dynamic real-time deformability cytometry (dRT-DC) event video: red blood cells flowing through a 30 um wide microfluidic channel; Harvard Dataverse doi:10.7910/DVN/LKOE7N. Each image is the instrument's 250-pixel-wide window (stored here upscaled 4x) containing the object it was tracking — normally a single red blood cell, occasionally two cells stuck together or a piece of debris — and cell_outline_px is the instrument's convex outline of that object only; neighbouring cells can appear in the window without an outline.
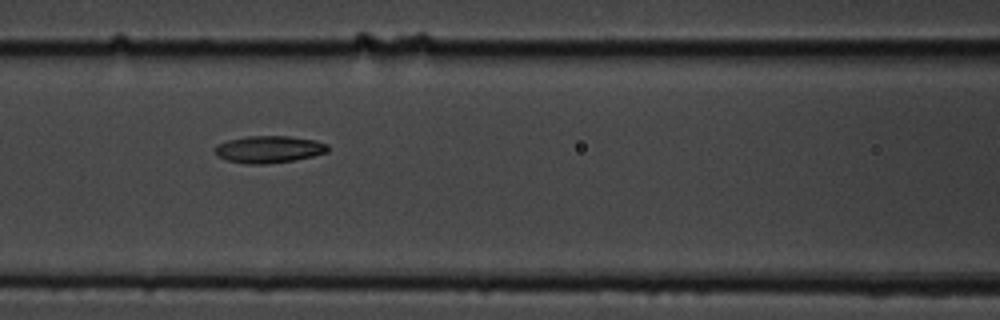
{"species": "common noctule bat (a hibernating species)", "species_latin": "Nyctalus noctula", "temperature_condition": "cold", "stored_images_in_passage": 11, "camera_frame_rate_fps": 3000, "um_per_image_px": 0.085, "animal": {"sex": "male", "body_mass_g": 19.5, "forearm_length_mm": 54.6}, "frame": {"image": 1, "passage_image": 4, "time_ms": 4.333, "image_size_px": [1000, 320], "cell_outline_px": [[328, 152], [312, 156], [292, 160], [264, 164], [248, 164], [228, 160], [220, 156], [216, 152], [216, 144], [228, 140], [248, 136], [288, 136], [316, 140], [328, 144]], "centroid_in_image_um": [22.89, 12.68], "position_along_channel_um": 143.7, "area_um2": 17.57}}
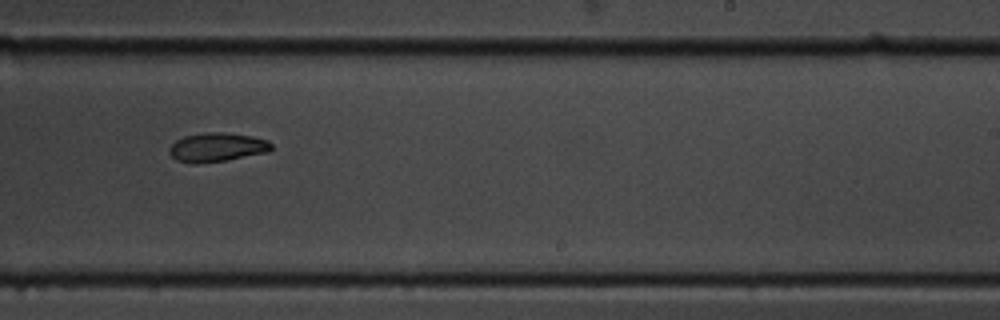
{"frame": {"image": 2, "passage_image": 7, "time_ms": 8.0, "image_size_px": [1000, 320], "cell_outline_px": [[272, 148], [268, 152], [228, 160], [196, 164], [192, 164], [176, 160], [168, 152], [168, 148], [176, 140], [184, 136], [204, 132], [224, 132], [252, 136], [268, 140], [272, 144]], "centroid_in_image_um": [18.43, 12.52], "position_along_channel_um": 270.6, "area_um2": 17.46}}
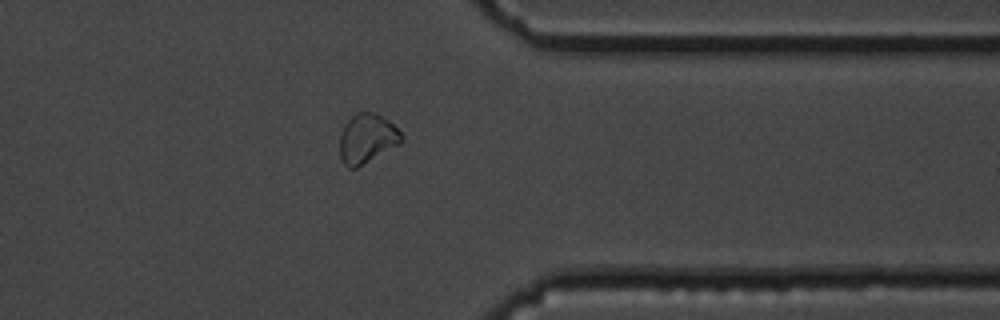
{"frame": {"image": 3, "passage_image": 10, "time_ms": 11.333, "image_size_px": [1000, 320], "cell_outline_px": [[404, 140], [400, 144], [356, 168], [348, 168], [344, 164], [340, 156], [340, 136], [344, 124], [356, 112], [376, 112], [388, 120], [404, 136]], "centroid_in_image_um": [31.2, 11.77], "position_along_channel_um": 380.2, "area_um2": 17.8}}